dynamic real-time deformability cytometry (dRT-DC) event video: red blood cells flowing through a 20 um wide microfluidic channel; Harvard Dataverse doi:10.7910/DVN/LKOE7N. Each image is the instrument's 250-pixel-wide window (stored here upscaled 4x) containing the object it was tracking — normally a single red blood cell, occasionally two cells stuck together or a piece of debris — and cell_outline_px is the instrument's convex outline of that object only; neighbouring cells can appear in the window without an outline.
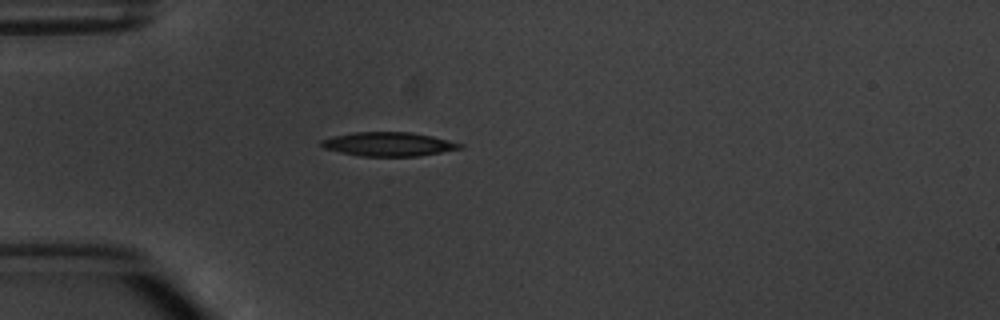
{"species": "common noctule bat (a hibernating species)", "species_latin": "Nyctalus noctula", "temperature_condition": "warm", "stored_images_in_passage": 1, "camera_frame_rate_fps": 3000, "um_per_image_px": 0.085, "animal": {"sex": "male", "body_mass_g": 20.1, "forearm_length_mm": 53.5}, "frame": {"image": 1, "passage_image": 1, "time_ms": 0.0, "image_size_px": [1000, 320], "cell_outline_px": [[464, 148], [416, 156], [360, 156], [340, 152], [324, 148], [320, 144], [320, 140], [332, 136], [352, 132], [412, 132], [432, 136], [464, 144]], "centroid_in_image_um": [33.01, 12.24], "position_along_channel_um": 52.0, "area_um2": 19.36}}